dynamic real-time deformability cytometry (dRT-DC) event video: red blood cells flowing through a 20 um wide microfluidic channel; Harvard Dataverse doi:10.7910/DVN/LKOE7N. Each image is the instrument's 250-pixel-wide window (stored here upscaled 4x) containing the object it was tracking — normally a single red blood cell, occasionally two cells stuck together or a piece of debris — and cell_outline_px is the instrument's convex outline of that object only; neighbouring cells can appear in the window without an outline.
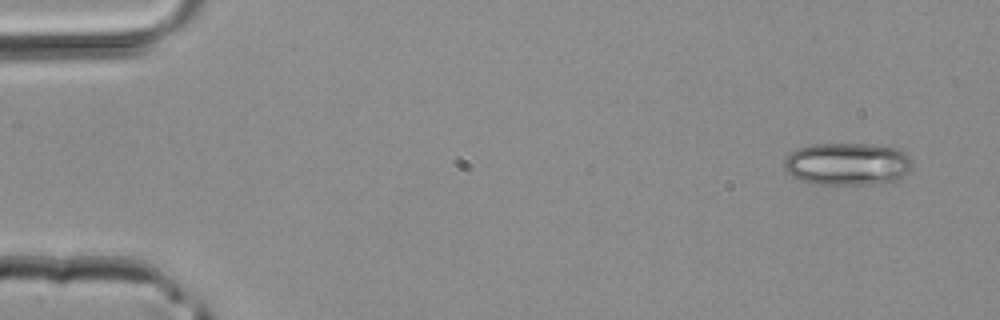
{"species": "common noctule bat (a hibernating species)", "species_latin": "Nyctalus noctula", "temperature_condition": "room temperature", "stored_images_in_passage": 42, "camera_frame_rate_fps": 3000, "um_per_image_px": 0.085, "animal": {"sex": "male", "body_mass_g": 20.4}, "frame": {"image": 1, "passage_image": 1, "time_ms": 0.0, "image_size_px": [1000, 320], "cell_outline_px": [[912, 164], [908, 172], [896, 180], [872, 184], [808, 184], [784, 172], [784, 160], [796, 148], [812, 144], [880, 144], [900, 148], [912, 160]], "centroid_in_image_um": [72.01, 13.93], "position_along_channel_um": 13.0, "area_um2": 32.19}}
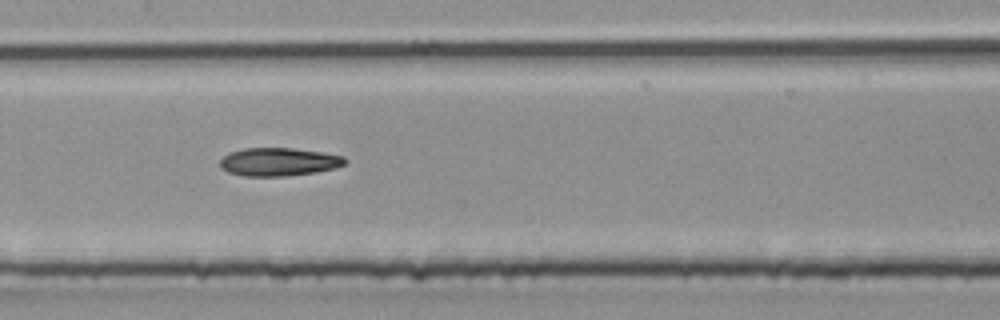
{"frame": {"image": 2, "passage_image": 20, "time_ms": 6.333, "image_size_px": [1000, 320], "cell_outline_px": [[348, 160], [344, 164], [336, 168], [316, 172], [288, 176], [244, 176], [228, 172], [220, 168], [220, 160], [228, 152], [244, 148], [292, 148], [320, 152], [344, 156]], "centroid_in_image_um": [23.68, 13.76], "position_along_channel_um": 183.7, "area_um2": 20.63}}
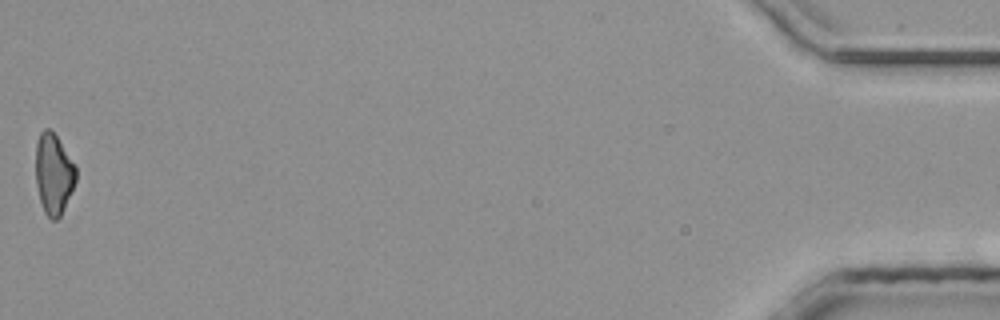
{"frame": {"image": 3, "passage_image": 42, "time_ms": 13.667, "image_size_px": [1000, 320], "cell_outline_px": [[76, 180], [64, 208], [60, 216], [56, 220], [52, 220], [44, 212], [40, 200], [36, 184], [36, 144], [40, 132], [44, 128], [48, 128], [56, 136], [76, 164]], "centroid_in_image_um": [4.56, 14.77], "position_along_channel_um": 430.6, "area_um2": 18.84}}